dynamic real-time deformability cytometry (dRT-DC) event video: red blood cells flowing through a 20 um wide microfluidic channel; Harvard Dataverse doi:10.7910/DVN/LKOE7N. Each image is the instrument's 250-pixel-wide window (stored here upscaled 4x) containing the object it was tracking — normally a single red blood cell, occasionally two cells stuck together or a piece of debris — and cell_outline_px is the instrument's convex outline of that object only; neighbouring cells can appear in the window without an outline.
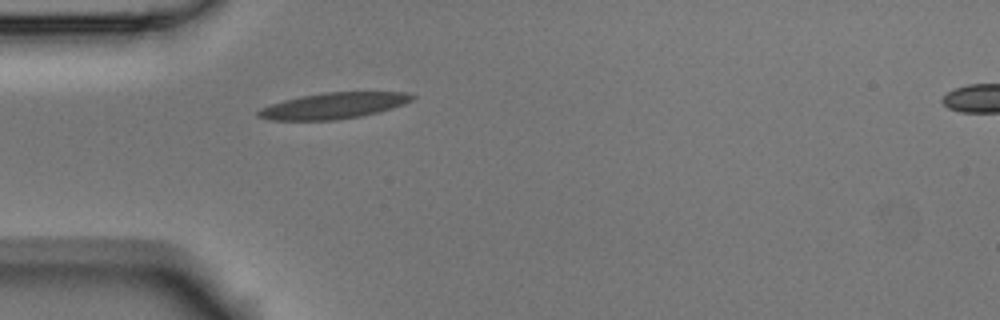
{"species": "Egyptian fruit bat (a non-hibernating species)", "species_latin": "Rousettus aegyptiacus", "temperature_condition": "room temperature", "stored_images_in_passage": 1, "camera_frame_rate_fps": 3000, "um_per_image_px": 0.085, "animal": {"sex": "male"}, "frame": {"image": 1, "passage_image": 1, "time_ms": 0.0, "image_size_px": [1000, 320], "cell_outline_px": [[416, 96], [412, 100], [404, 104], [380, 112], [360, 116], [336, 120], [268, 120], [256, 116], [256, 112], [260, 108], [284, 100], [300, 96], [324, 92], [408, 92]], "centroid_in_image_um": [28.35, 8.98], "position_along_channel_um": 56.7, "area_um2": 23.47}}